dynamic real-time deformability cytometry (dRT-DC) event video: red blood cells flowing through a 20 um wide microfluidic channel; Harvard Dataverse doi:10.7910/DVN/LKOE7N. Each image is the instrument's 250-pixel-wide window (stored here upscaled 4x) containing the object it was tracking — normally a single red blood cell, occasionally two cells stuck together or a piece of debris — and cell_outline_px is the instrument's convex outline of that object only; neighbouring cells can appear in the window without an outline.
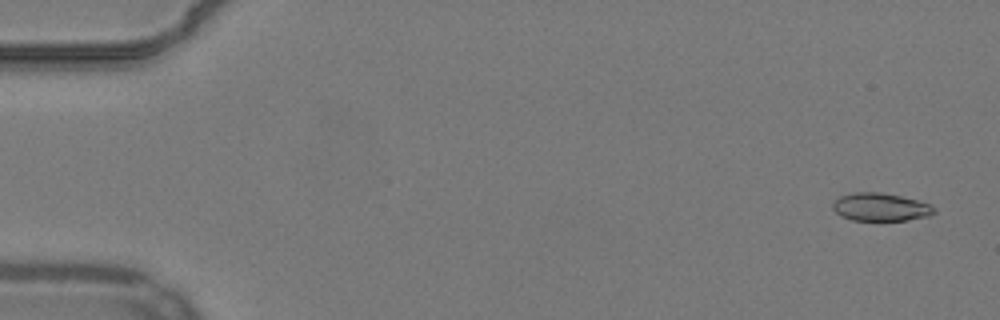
{"species": "common noctule bat (a hibernating species)", "species_latin": "Nyctalus noctula", "temperature_condition": "warm", "stored_images_in_passage": 55, "camera_frame_rate_fps": 3000, "um_per_image_px": 0.085, "animal": {"sex": "male", "body_mass_g": 19.2, "forearm_length_mm": 51.8}, "frame": {"image": 1, "passage_image": 3, "time_ms": 0.667, "image_size_px": [1000, 320], "cell_outline_px": [[936, 212], [928, 216], [908, 220], [852, 220], [840, 216], [832, 208], [832, 204], [840, 196], [852, 192], [880, 192], [900, 196], [932, 204], [936, 208]], "centroid_in_image_um": [74.85, 17.6], "position_along_channel_um": 10.1, "area_um2": 16.59}}
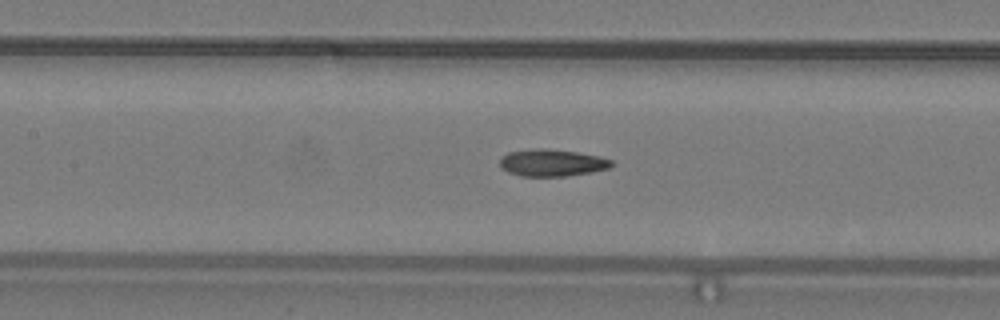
{"frame": {"image": 2, "passage_image": 26, "time_ms": 8.333, "image_size_px": [1000, 320], "cell_outline_px": [[612, 164], [608, 168], [588, 172], [564, 176], [520, 176], [508, 172], [500, 168], [500, 156], [508, 152], [540, 148], [544, 148], [576, 152], [600, 156], [612, 160]], "centroid_in_image_um": [46.86, 13.83], "position_along_channel_um": 160.5, "area_um2": 17.46}}
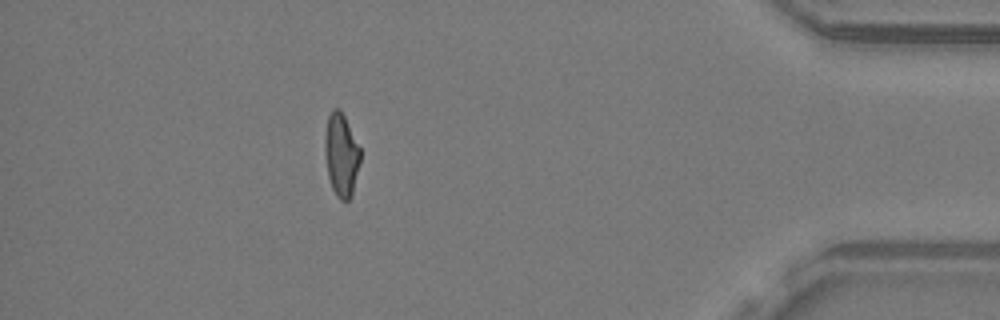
{"frame": {"image": 3, "passage_image": 49, "time_ms": 16.0, "image_size_px": [1000, 320], "cell_outline_px": [[360, 160], [352, 196], [348, 200], [340, 200], [336, 196], [332, 188], [328, 176], [324, 152], [324, 136], [328, 116], [332, 108], [340, 108], [360, 148]], "centroid_in_image_um": [28.99, 13.16], "position_along_channel_um": 406.2, "area_um2": 17.22}, "authors_computed_cell_mechanics": {"area_um2": 17.5134, "velocity_mm_per_s": 3.8453, "shape_relaxation_time_tau1_ms": null, "shape_relaxation_time_tau2_ms": 2.8735, "deformation_change_tau1": null, "deformation_change_tau2": 0.1064}}